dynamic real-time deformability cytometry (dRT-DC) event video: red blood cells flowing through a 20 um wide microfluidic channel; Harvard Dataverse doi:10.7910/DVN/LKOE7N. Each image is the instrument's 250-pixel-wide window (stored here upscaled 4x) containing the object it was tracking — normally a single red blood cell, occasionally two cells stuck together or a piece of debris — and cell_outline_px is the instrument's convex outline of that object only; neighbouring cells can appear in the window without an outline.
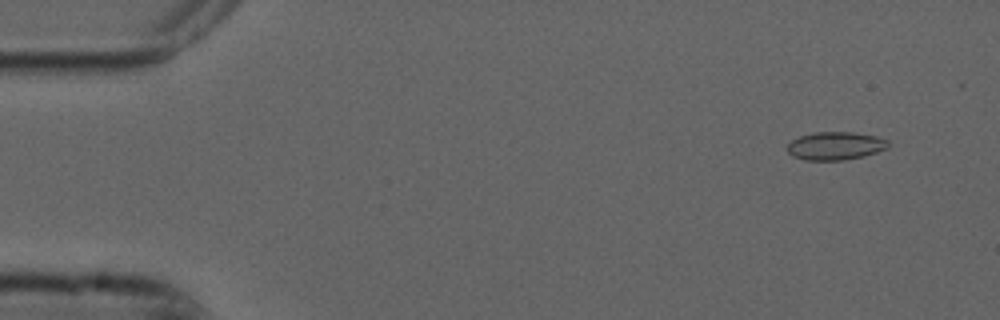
{"species": "common noctule bat (a hibernating species)", "species_latin": "Nyctalus noctula", "temperature_condition": "cold", "stored_images_in_passage": 54, "camera_frame_rate_fps": 3000, "um_per_image_px": 0.085, "animal": {"sex": "male", "forearm_length_mm": 52.5}, "frame": {"image": 1, "passage_image": 4, "time_ms": 1.0, "image_size_px": [1000, 320], "cell_outline_px": [[888, 148], [864, 156], [844, 160], [804, 160], [792, 156], [784, 148], [792, 140], [800, 136], [812, 132], [852, 132], [876, 136], [888, 140]], "centroid_in_image_um": [70.97, 12.4], "position_along_channel_um": 14.0, "area_um2": 16.65}}
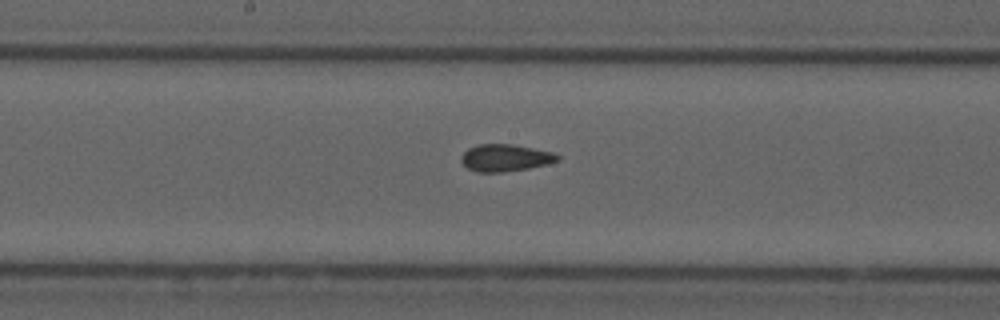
{"frame": {"image": 2, "passage_image": 28, "time_ms": 9.0, "image_size_px": [1000, 320], "cell_outline_px": [[560, 160], [548, 164], [528, 168], [504, 172], [476, 172], [468, 168], [460, 160], [460, 156], [468, 148], [480, 144], [512, 144], [552, 152], [560, 156]], "centroid_in_image_um": [42.94, 13.42], "position_along_channel_um": 205.3, "area_um2": 15.2}}
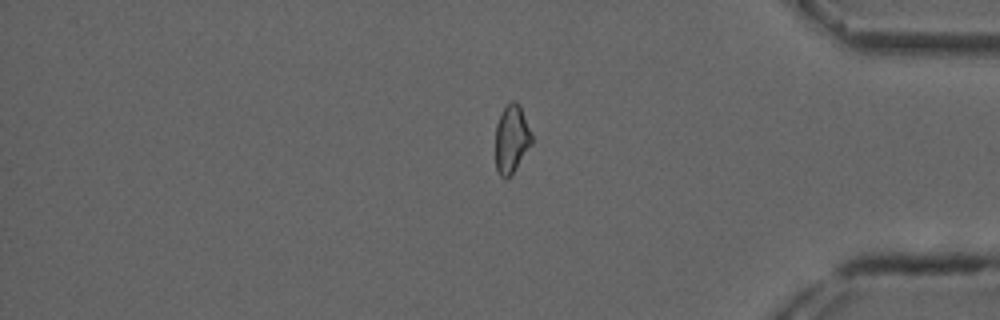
{"frame": {"image": 3, "passage_image": 45, "time_ms": 14.667, "image_size_px": [1000, 320], "cell_outline_px": [[532, 144], [512, 172], [508, 176], [500, 176], [496, 172], [496, 124], [508, 100], [516, 100], [520, 104], [532, 132]], "centroid_in_image_um": [43.49, 11.73], "position_along_channel_um": 391.7, "area_um2": 14.39}, "authors_computed_cell_mechanics": {"area_um2": 15.4326, "velocity_mm_per_s": 3.7533, "shape_relaxation_time_tau1_ms": null, "shape_relaxation_time_tau2_ms": 2.2326, "deformation_change_tau1": null, "deformation_change_tau2": 0.0657}}